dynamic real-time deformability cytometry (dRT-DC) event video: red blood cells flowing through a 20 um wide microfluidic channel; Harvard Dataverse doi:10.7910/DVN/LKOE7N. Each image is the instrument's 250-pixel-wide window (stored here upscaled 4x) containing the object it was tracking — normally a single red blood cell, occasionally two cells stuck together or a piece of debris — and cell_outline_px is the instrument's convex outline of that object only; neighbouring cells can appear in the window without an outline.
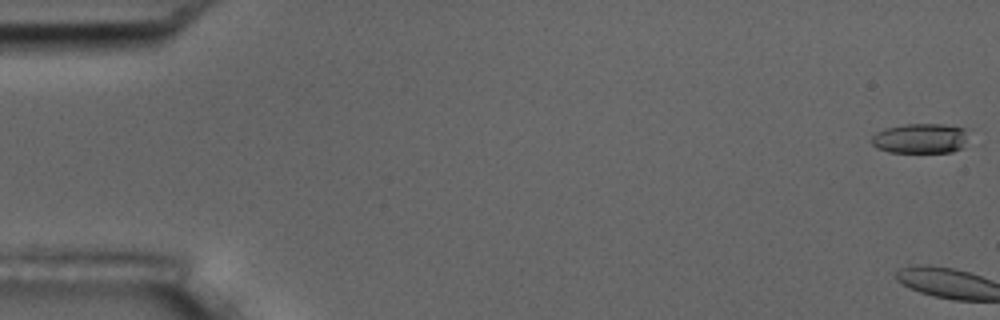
{"species": "common noctule bat (a hibernating species)", "species_latin": "Nyctalus noctula", "temperature_condition": "room temperature", "stored_images_in_passage": 4, "camera_frame_rate_fps": 3000, "um_per_image_px": 0.085, "animal": {"sex": "male", "body_mass_g": 17.5, "forearm_length_mm": 52.3}, "frame": {"image": 1, "passage_image": 1, "time_ms": 0.0, "image_size_px": [1000, 320], "cell_outline_px": [[972, 144], [964, 148], [952, 152], [888, 152], [876, 148], [872, 144], [872, 136], [876, 132], [884, 128], [904, 124], [944, 124], [964, 128]], "centroid_in_image_um": [78.31, 11.77], "position_along_channel_um": 6.7, "area_um2": 17.46}}